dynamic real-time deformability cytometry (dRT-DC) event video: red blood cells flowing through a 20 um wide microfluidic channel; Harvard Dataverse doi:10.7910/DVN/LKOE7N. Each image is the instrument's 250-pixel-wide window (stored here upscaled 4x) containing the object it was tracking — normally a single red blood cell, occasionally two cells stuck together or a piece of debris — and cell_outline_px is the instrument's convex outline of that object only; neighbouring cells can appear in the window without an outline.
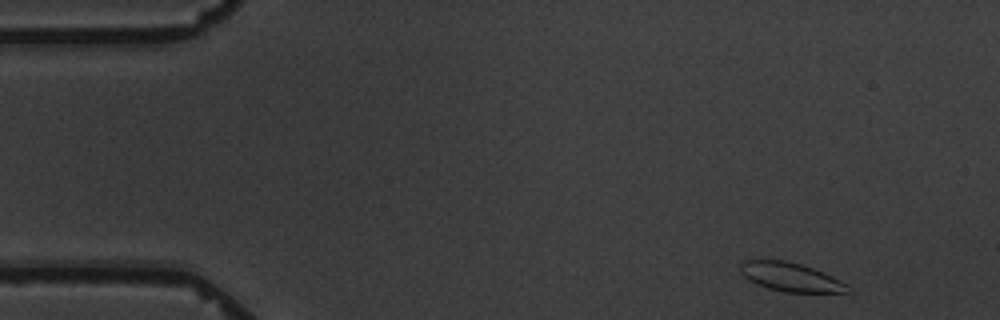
{"species": "common noctule bat (a hibernating species)", "species_latin": "Nyctalus noctula", "temperature_condition": "warm", "stored_images_in_passage": 4, "camera_frame_rate_fps": 3000, "um_per_image_px": 0.085, "animal": {"sex": "male", "body_mass_g": 19.5, "forearm_length_mm": 54.6}, "frame": {"image": 1, "passage_image": 1, "time_ms": 0.0, "image_size_px": [1000, 320], "cell_outline_px": [[852, 292], [784, 292], [768, 288], [756, 284], [748, 280], [740, 272], [740, 264], [744, 260], [784, 260], [800, 264], [812, 268], [832, 276], [848, 284]], "centroid_in_image_um": [67.19, 23.55], "position_along_channel_um": 17.8, "area_um2": 17.98}}
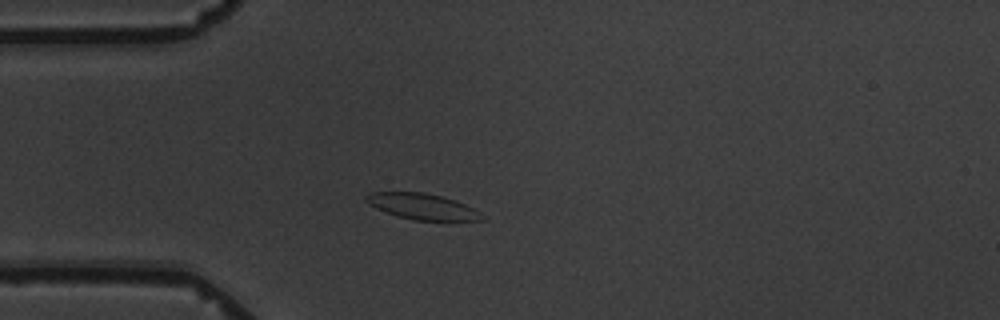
{"frame": {"image": 2, "passage_image": 4, "time_ms": 3.333, "image_size_px": [1000, 320], "cell_outline_px": [[484, 220], [412, 220], [396, 216], [376, 208], [368, 204], [364, 200], [364, 196], [372, 192], [424, 192], [444, 196], [456, 200], [480, 212], [484, 216]], "centroid_in_image_um": [35.87, 17.54], "position_along_channel_um": 49.1, "area_um2": 17.57}}